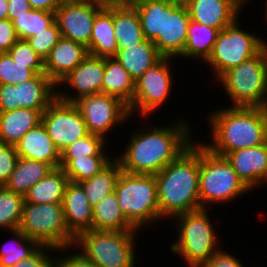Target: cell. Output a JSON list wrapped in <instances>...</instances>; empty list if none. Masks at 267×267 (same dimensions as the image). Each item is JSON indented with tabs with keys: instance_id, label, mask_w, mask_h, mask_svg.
Instances as JSON below:
<instances>
[{
	"instance_id": "19",
	"label": "cell",
	"mask_w": 267,
	"mask_h": 267,
	"mask_svg": "<svg viewBox=\"0 0 267 267\" xmlns=\"http://www.w3.org/2000/svg\"><path fill=\"white\" fill-rule=\"evenodd\" d=\"M89 55L85 45L61 37L44 59V71L57 85Z\"/></svg>"
},
{
	"instance_id": "48",
	"label": "cell",
	"mask_w": 267,
	"mask_h": 267,
	"mask_svg": "<svg viewBox=\"0 0 267 267\" xmlns=\"http://www.w3.org/2000/svg\"><path fill=\"white\" fill-rule=\"evenodd\" d=\"M31 9L28 0H8V18L11 21L15 16H21Z\"/></svg>"
},
{
	"instance_id": "53",
	"label": "cell",
	"mask_w": 267,
	"mask_h": 267,
	"mask_svg": "<svg viewBox=\"0 0 267 267\" xmlns=\"http://www.w3.org/2000/svg\"><path fill=\"white\" fill-rule=\"evenodd\" d=\"M264 4V6L265 7H263L264 8V14H263V18H265V19H263L265 22H267V0H266V3H263ZM267 25V24H266Z\"/></svg>"
},
{
	"instance_id": "15",
	"label": "cell",
	"mask_w": 267,
	"mask_h": 267,
	"mask_svg": "<svg viewBox=\"0 0 267 267\" xmlns=\"http://www.w3.org/2000/svg\"><path fill=\"white\" fill-rule=\"evenodd\" d=\"M101 10L92 0L61 2L55 11V21L60 29L61 37L88 47L93 22Z\"/></svg>"
},
{
	"instance_id": "35",
	"label": "cell",
	"mask_w": 267,
	"mask_h": 267,
	"mask_svg": "<svg viewBox=\"0 0 267 267\" xmlns=\"http://www.w3.org/2000/svg\"><path fill=\"white\" fill-rule=\"evenodd\" d=\"M136 9L144 38L154 41L163 35L164 0H146L134 6Z\"/></svg>"
},
{
	"instance_id": "2",
	"label": "cell",
	"mask_w": 267,
	"mask_h": 267,
	"mask_svg": "<svg viewBox=\"0 0 267 267\" xmlns=\"http://www.w3.org/2000/svg\"><path fill=\"white\" fill-rule=\"evenodd\" d=\"M209 127L208 141L201 143L212 153L225 156L236 150L255 147L267 141L266 107H226L204 115Z\"/></svg>"
},
{
	"instance_id": "43",
	"label": "cell",
	"mask_w": 267,
	"mask_h": 267,
	"mask_svg": "<svg viewBox=\"0 0 267 267\" xmlns=\"http://www.w3.org/2000/svg\"><path fill=\"white\" fill-rule=\"evenodd\" d=\"M18 158L15 145L0 143V186L9 180Z\"/></svg>"
},
{
	"instance_id": "16",
	"label": "cell",
	"mask_w": 267,
	"mask_h": 267,
	"mask_svg": "<svg viewBox=\"0 0 267 267\" xmlns=\"http://www.w3.org/2000/svg\"><path fill=\"white\" fill-rule=\"evenodd\" d=\"M189 21L190 15L187 7L164 0L163 35H158L153 41L163 57L175 58L178 63V57L183 53L187 41Z\"/></svg>"
},
{
	"instance_id": "25",
	"label": "cell",
	"mask_w": 267,
	"mask_h": 267,
	"mask_svg": "<svg viewBox=\"0 0 267 267\" xmlns=\"http://www.w3.org/2000/svg\"><path fill=\"white\" fill-rule=\"evenodd\" d=\"M89 55L101 58L114 57L118 44L114 35L113 9H102L93 22Z\"/></svg>"
},
{
	"instance_id": "12",
	"label": "cell",
	"mask_w": 267,
	"mask_h": 267,
	"mask_svg": "<svg viewBox=\"0 0 267 267\" xmlns=\"http://www.w3.org/2000/svg\"><path fill=\"white\" fill-rule=\"evenodd\" d=\"M79 109L90 134L107 137L115 130L125 128L133 119L130 117L128 106L119 98L98 93L79 98L74 102ZM129 121V122H128ZM122 126V127H121ZM111 132V133H110ZM109 134V136H107Z\"/></svg>"
},
{
	"instance_id": "21",
	"label": "cell",
	"mask_w": 267,
	"mask_h": 267,
	"mask_svg": "<svg viewBox=\"0 0 267 267\" xmlns=\"http://www.w3.org/2000/svg\"><path fill=\"white\" fill-rule=\"evenodd\" d=\"M15 147L20 158L42 161L52 168L60 166V152L42 122L28 130L15 144Z\"/></svg>"
},
{
	"instance_id": "29",
	"label": "cell",
	"mask_w": 267,
	"mask_h": 267,
	"mask_svg": "<svg viewBox=\"0 0 267 267\" xmlns=\"http://www.w3.org/2000/svg\"><path fill=\"white\" fill-rule=\"evenodd\" d=\"M52 169L45 162L19 157L9 180L4 186L24 197L29 189Z\"/></svg>"
},
{
	"instance_id": "44",
	"label": "cell",
	"mask_w": 267,
	"mask_h": 267,
	"mask_svg": "<svg viewBox=\"0 0 267 267\" xmlns=\"http://www.w3.org/2000/svg\"><path fill=\"white\" fill-rule=\"evenodd\" d=\"M54 252L57 248L41 246L31 257L20 260L14 267H55L57 256Z\"/></svg>"
},
{
	"instance_id": "45",
	"label": "cell",
	"mask_w": 267,
	"mask_h": 267,
	"mask_svg": "<svg viewBox=\"0 0 267 267\" xmlns=\"http://www.w3.org/2000/svg\"><path fill=\"white\" fill-rule=\"evenodd\" d=\"M230 253L221 247L201 267H245L240 258L238 259L234 253Z\"/></svg>"
},
{
	"instance_id": "26",
	"label": "cell",
	"mask_w": 267,
	"mask_h": 267,
	"mask_svg": "<svg viewBox=\"0 0 267 267\" xmlns=\"http://www.w3.org/2000/svg\"><path fill=\"white\" fill-rule=\"evenodd\" d=\"M219 30L190 19L187 29V41L180 59L193 60L203 64L210 56Z\"/></svg>"
},
{
	"instance_id": "51",
	"label": "cell",
	"mask_w": 267,
	"mask_h": 267,
	"mask_svg": "<svg viewBox=\"0 0 267 267\" xmlns=\"http://www.w3.org/2000/svg\"><path fill=\"white\" fill-rule=\"evenodd\" d=\"M8 19V0H0V20Z\"/></svg>"
},
{
	"instance_id": "6",
	"label": "cell",
	"mask_w": 267,
	"mask_h": 267,
	"mask_svg": "<svg viewBox=\"0 0 267 267\" xmlns=\"http://www.w3.org/2000/svg\"><path fill=\"white\" fill-rule=\"evenodd\" d=\"M139 230H89L81 233L74 247L96 267H137Z\"/></svg>"
},
{
	"instance_id": "38",
	"label": "cell",
	"mask_w": 267,
	"mask_h": 267,
	"mask_svg": "<svg viewBox=\"0 0 267 267\" xmlns=\"http://www.w3.org/2000/svg\"><path fill=\"white\" fill-rule=\"evenodd\" d=\"M109 145L110 143L108 144V141L103 137L88 133L66 147L60 153V159H75L82 156H113L114 151L109 150ZM106 146H108V149Z\"/></svg>"
},
{
	"instance_id": "28",
	"label": "cell",
	"mask_w": 267,
	"mask_h": 267,
	"mask_svg": "<svg viewBox=\"0 0 267 267\" xmlns=\"http://www.w3.org/2000/svg\"><path fill=\"white\" fill-rule=\"evenodd\" d=\"M68 182V176L61 167L53 168L29 189L24 200L32 204L62 203Z\"/></svg>"
},
{
	"instance_id": "27",
	"label": "cell",
	"mask_w": 267,
	"mask_h": 267,
	"mask_svg": "<svg viewBox=\"0 0 267 267\" xmlns=\"http://www.w3.org/2000/svg\"><path fill=\"white\" fill-rule=\"evenodd\" d=\"M135 92V80L114 57L105 58L101 93L119 98L128 107Z\"/></svg>"
},
{
	"instance_id": "47",
	"label": "cell",
	"mask_w": 267,
	"mask_h": 267,
	"mask_svg": "<svg viewBox=\"0 0 267 267\" xmlns=\"http://www.w3.org/2000/svg\"><path fill=\"white\" fill-rule=\"evenodd\" d=\"M17 109L16 85H0V112Z\"/></svg>"
},
{
	"instance_id": "18",
	"label": "cell",
	"mask_w": 267,
	"mask_h": 267,
	"mask_svg": "<svg viewBox=\"0 0 267 267\" xmlns=\"http://www.w3.org/2000/svg\"><path fill=\"white\" fill-rule=\"evenodd\" d=\"M245 7L240 0H193L187 6L191 20L219 31L242 16Z\"/></svg>"
},
{
	"instance_id": "32",
	"label": "cell",
	"mask_w": 267,
	"mask_h": 267,
	"mask_svg": "<svg viewBox=\"0 0 267 267\" xmlns=\"http://www.w3.org/2000/svg\"><path fill=\"white\" fill-rule=\"evenodd\" d=\"M113 26L118 49L136 45L145 39L134 7L113 9Z\"/></svg>"
},
{
	"instance_id": "23",
	"label": "cell",
	"mask_w": 267,
	"mask_h": 267,
	"mask_svg": "<svg viewBox=\"0 0 267 267\" xmlns=\"http://www.w3.org/2000/svg\"><path fill=\"white\" fill-rule=\"evenodd\" d=\"M114 58L137 80L147 69L158 63L163 56L158 52L152 41L142 42L117 50Z\"/></svg>"
},
{
	"instance_id": "4",
	"label": "cell",
	"mask_w": 267,
	"mask_h": 267,
	"mask_svg": "<svg viewBox=\"0 0 267 267\" xmlns=\"http://www.w3.org/2000/svg\"><path fill=\"white\" fill-rule=\"evenodd\" d=\"M211 211L214 210L201 208L179 214L171 220L170 224L178 236L170 243L169 251L183 259L186 267H201L222 247Z\"/></svg>"
},
{
	"instance_id": "10",
	"label": "cell",
	"mask_w": 267,
	"mask_h": 267,
	"mask_svg": "<svg viewBox=\"0 0 267 267\" xmlns=\"http://www.w3.org/2000/svg\"><path fill=\"white\" fill-rule=\"evenodd\" d=\"M18 229L41 246L67 248L76 241L66 226L62 203L24 202Z\"/></svg>"
},
{
	"instance_id": "5",
	"label": "cell",
	"mask_w": 267,
	"mask_h": 267,
	"mask_svg": "<svg viewBox=\"0 0 267 267\" xmlns=\"http://www.w3.org/2000/svg\"><path fill=\"white\" fill-rule=\"evenodd\" d=\"M246 193L250 195L252 191L237 176L228 160L212 153L200 141L199 196L201 207L214 209L213 206L219 204L224 207L236 199H241V196H245Z\"/></svg>"
},
{
	"instance_id": "52",
	"label": "cell",
	"mask_w": 267,
	"mask_h": 267,
	"mask_svg": "<svg viewBox=\"0 0 267 267\" xmlns=\"http://www.w3.org/2000/svg\"><path fill=\"white\" fill-rule=\"evenodd\" d=\"M175 5L187 7L193 0H170Z\"/></svg>"
},
{
	"instance_id": "13",
	"label": "cell",
	"mask_w": 267,
	"mask_h": 267,
	"mask_svg": "<svg viewBox=\"0 0 267 267\" xmlns=\"http://www.w3.org/2000/svg\"><path fill=\"white\" fill-rule=\"evenodd\" d=\"M41 122L60 153L89 133L76 105L57 97L42 112Z\"/></svg>"
},
{
	"instance_id": "46",
	"label": "cell",
	"mask_w": 267,
	"mask_h": 267,
	"mask_svg": "<svg viewBox=\"0 0 267 267\" xmlns=\"http://www.w3.org/2000/svg\"><path fill=\"white\" fill-rule=\"evenodd\" d=\"M17 40L12 21L9 18L0 20V53L8 52Z\"/></svg>"
},
{
	"instance_id": "41",
	"label": "cell",
	"mask_w": 267,
	"mask_h": 267,
	"mask_svg": "<svg viewBox=\"0 0 267 267\" xmlns=\"http://www.w3.org/2000/svg\"><path fill=\"white\" fill-rule=\"evenodd\" d=\"M60 38L61 32L55 21L50 27L44 29L43 31L37 33L32 37H29L28 39H26V41L44 60Z\"/></svg>"
},
{
	"instance_id": "1",
	"label": "cell",
	"mask_w": 267,
	"mask_h": 267,
	"mask_svg": "<svg viewBox=\"0 0 267 267\" xmlns=\"http://www.w3.org/2000/svg\"><path fill=\"white\" fill-rule=\"evenodd\" d=\"M176 117L173 123L163 126L138 124L142 127L131 131L123 150H119L122 152L114 155L121 169L131 174L156 175L187 150L195 141L192 135L196 128L184 114Z\"/></svg>"
},
{
	"instance_id": "14",
	"label": "cell",
	"mask_w": 267,
	"mask_h": 267,
	"mask_svg": "<svg viewBox=\"0 0 267 267\" xmlns=\"http://www.w3.org/2000/svg\"><path fill=\"white\" fill-rule=\"evenodd\" d=\"M104 73L105 58L88 55L56 85V97L74 103L81 97L101 93Z\"/></svg>"
},
{
	"instance_id": "17",
	"label": "cell",
	"mask_w": 267,
	"mask_h": 267,
	"mask_svg": "<svg viewBox=\"0 0 267 267\" xmlns=\"http://www.w3.org/2000/svg\"><path fill=\"white\" fill-rule=\"evenodd\" d=\"M224 157L251 191L263 189L267 182V141L255 147L230 152Z\"/></svg>"
},
{
	"instance_id": "7",
	"label": "cell",
	"mask_w": 267,
	"mask_h": 267,
	"mask_svg": "<svg viewBox=\"0 0 267 267\" xmlns=\"http://www.w3.org/2000/svg\"><path fill=\"white\" fill-rule=\"evenodd\" d=\"M120 209L127 221L140 232L160 224L157 182L155 175L121 171L115 186Z\"/></svg>"
},
{
	"instance_id": "22",
	"label": "cell",
	"mask_w": 267,
	"mask_h": 267,
	"mask_svg": "<svg viewBox=\"0 0 267 267\" xmlns=\"http://www.w3.org/2000/svg\"><path fill=\"white\" fill-rule=\"evenodd\" d=\"M17 109L39 110L41 113L56 98V85L45 73L16 84Z\"/></svg>"
},
{
	"instance_id": "11",
	"label": "cell",
	"mask_w": 267,
	"mask_h": 267,
	"mask_svg": "<svg viewBox=\"0 0 267 267\" xmlns=\"http://www.w3.org/2000/svg\"><path fill=\"white\" fill-rule=\"evenodd\" d=\"M174 60L175 58L163 57L135 80V92L128 107L131 118L135 116L139 120L144 118L145 121L151 119L149 116H153L158 109L161 110L167 100H170L175 82L172 74Z\"/></svg>"
},
{
	"instance_id": "24",
	"label": "cell",
	"mask_w": 267,
	"mask_h": 267,
	"mask_svg": "<svg viewBox=\"0 0 267 267\" xmlns=\"http://www.w3.org/2000/svg\"><path fill=\"white\" fill-rule=\"evenodd\" d=\"M39 110L21 108L0 112V143L15 145L30 129L41 123Z\"/></svg>"
},
{
	"instance_id": "36",
	"label": "cell",
	"mask_w": 267,
	"mask_h": 267,
	"mask_svg": "<svg viewBox=\"0 0 267 267\" xmlns=\"http://www.w3.org/2000/svg\"><path fill=\"white\" fill-rule=\"evenodd\" d=\"M55 22V13L31 9L12 20L18 39L26 40L40 33Z\"/></svg>"
},
{
	"instance_id": "54",
	"label": "cell",
	"mask_w": 267,
	"mask_h": 267,
	"mask_svg": "<svg viewBox=\"0 0 267 267\" xmlns=\"http://www.w3.org/2000/svg\"><path fill=\"white\" fill-rule=\"evenodd\" d=\"M143 1H146V0H132V7H134L135 5Z\"/></svg>"
},
{
	"instance_id": "8",
	"label": "cell",
	"mask_w": 267,
	"mask_h": 267,
	"mask_svg": "<svg viewBox=\"0 0 267 267\" xmlns=\"http://www.w3.org/2000/svg\"><path fill=\"white\" fill-rule=\"evenodd\" d=\"M231 107L267 108V48L224 72L217 80Z\"/></svg>"
},
{
	"instance_id": "40",
	"label": "cell",
	"mask_w": 267,
	"mask_h": 267,
	"mask_svg": "<svg viewBox=\"0 0 267 267\" xmlns=\"http://www.w3.org/2000/svg\"><path fill=\"white\" fill-rule=\"evenodd\" d=\"M14 62L29 65L37 74L45 73L44 60L36 53L26 40L18 39L7 52Z\"/></svg>"
},
{
	"instance_id": "50",
	"label": "cell",
	"mask_w": 267,
	"mask_h": 267,
	"mask_svg": "<svg viewBox=\"0 0 267 267\" xmlns=\"http://www.w3.org/2000/svg\"><path fill=\"white\" fill-rule=\"evenodd\" d=\"M32 9L54 12L60 6L59 0H28Z\"/></svg>"
},
{
	"instance_id": "20",
	"label": "cell",
	"mask_w": 267,
	"mask_h": 267,
	"mask_svg": "<svg viewBox=\"0 0 267 267\" xmlns=\"http://www.w3.org/2000/svg\"><path fill=\"white\" fill-rule=\"evenodd\" d=\"M62 207L66 226L75 238L85 231L92 230V206L79 183H67Z\"/></svg>"
},
{
	"instance_id": "39",
	"label": "cell",
	"mask_w": 267,
	"mask_h": 267,
	"mask_svg": "<svg viewBox=\"0 0 267 267\" xmlns=\"http://www.w3.org/2000/svg\"><path fill=\"white\" fill-rule=\"evenodd\" d=\"M37 73L29 65H21L5 52L0 53V85L18 84L34 78Z\"/></svg>"
},
{
	"instance_id": "37",
	"label": "cell",
	"mask_w": 267,
	"mask_h": 267,
	"mask_svg": "<svg viewBox=\"0 0 267 267\" xmlns=\"http://www.w3.org/2000/svg\"><path fill=\"white\" fill-rule=\"evenodd\" d=\"M24 197L5 186H0V230L18 229L24 205Z\"/></svg>"
},
{
	"instance_id": "34",
	"label": "cell",
	"mask_w": 267,
	"mask_h": 267,
	"mask_svg": "<svg viewBox=\"0 0 267 267\" xmlns=\"http://www.w3.org/2000/svg\"><path fill=\"white\" fill-rule=\"evenodd\" d=\"M115 156H82L75 159H60V166L69 181L79 183L94 177L105 168Z\"/></svg>"
},
{
	"instance_id": "9",
	"label": "cell",
	"mask_w": 267,
	"mask_h": 267,
	"mask_svg": "<svg viewBox=\"0 0 267 267\" xmlns=\"http://www.w3.org/2000/svg\"><path fill=\"white\" fill-rule=\"evenodd\" d=\"M241 18L243 17L239 16L231 25L219 31L212 52L203 64L213 72L214 80L229 69L256 56L266 47L267 37L263 38L259 31L251 32L253 29L248 27L247 30L241 26Z\"/></svg>"
},
{
	"instance_id": "55",
	"label": "cell",
	"mask_w": 267,
	"mask_h": 267,
	"mask_svg": "<svg viewBox=\"0 0 267 267\" xmlns=\"http://www.w3.org/2000/svg\"><path fill=\"white\" fill-rule=\"evenodd\" d=\"M60 2L89 1V0H59Z\"/></svg>"
},
{
	"instance_id": "3",
	"label": "cell",
	"mask_w": 267,
	"mask_h": 267,
	"mask_svg": "<svg viewBox=\"0 0 267 267\" xmlns=\"http://www.w3.org/2000/svg\"><path fill=\"white\" fill-rule=\"evenodd\" d=\"M199 168L200 142L195 140L177 159L155 175L162 225L166 220L169 224V220L179 214L202 208L199 196Z\"/></svg>"
},
{
	"instance_id": "31",
	"label": "cell",
	"mask_w": 267,
	"mask_h": 267,
	"mask_svg": "<svg viewBox=\"0 0 267 267\" xmlns=\"http://www.w3.org/2000/svg\"><path fill=\"white\" fill-rule=\"evenodd\" d=\"M121 171L119 161L114 158L94 177L79 182L92 207L115 191V186Z\"/></svg>"
},
{
	"instance_id": "49",
	"label": "cell",
	"mask_w": 267,
	"mask_h": 267,
	"mask_svg": "<svg viewBox=\"0 0 267 267\" xmlns=\"http://www.w3.org/2000/svg\"><path fill=\"white\" fill-rule=\"evenodd\" d=\"M100 9H120L132 7V0H92Z\"/></svg>"
},
{
	"instance_id": "56",
	"label": "cell",
	"mask_w": 267,
	"mask_h": 267,
	"mask_svg": "<svg viewBox=\"0 0 267 267\" xmlns=\"http://www.w3.org/2000/svg\"><path fill=\"white\" fill-rule=\"evenodd\" d=\"M245 6H246V4H247V6L249 5V2H250V0H240Z\"/></svg>"
},
{
	"instance_id": "42",
	"label": "cell",
	"mask_w": 267,
	"mask_h": 267,
	"mask_svg": "<svg viewBox=\"0 0 267 267\" xmlns=\"http://www.w3.org/2000/svg\"><path fill=\"white\" fill-rule=\"evenodd\" d=\"M55 255H57L55 267H96L74 246L59 248Z\"/></svg>"
},
{
	"instance_id": "33",
	"label": "cell",
	"mask_w": 267,
	"mask_h": 267,
	"mask_svg": "<svg viewBox=\"0 0 267 267\" xmlns=\"http://www.w3.org/2000/svg\"><path fill=\"white\" fill-rule=\"evenodd\" d=\"M8 233L12 238L0 246V267H14L20 260L31 257L41 247L19 229Z\"/></svg>"
},
{
	"instance_id": "30",
	"label": "cell",
	"mask_w": 267,
	"mask_h": 267,
	"mask_svg": "<svg viewBox=\"0 0 267 267\" xmlns=\"http://www.w3.org/2000/svg\"><path fill=\"white\" fill-rule=\"evenodd\" d=\"M92 230L126 231L137 230L122 213L115 192L103 198L92 207Z\"/></svg>"
}]
</instances>
